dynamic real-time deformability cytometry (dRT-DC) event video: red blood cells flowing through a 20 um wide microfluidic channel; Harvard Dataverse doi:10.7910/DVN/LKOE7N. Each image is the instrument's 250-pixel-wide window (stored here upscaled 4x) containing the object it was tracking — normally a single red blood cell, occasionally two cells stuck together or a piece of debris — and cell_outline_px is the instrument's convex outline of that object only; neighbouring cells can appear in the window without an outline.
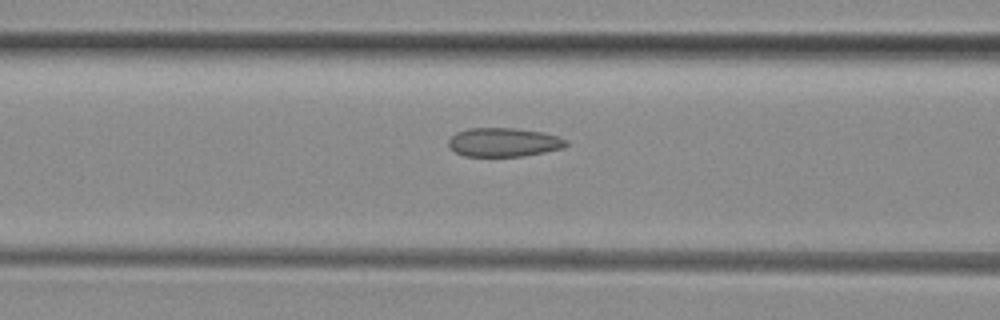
{"species": "common noctule bat (a hibernating species)", "species_latin": "Nyctalus noctula", "temperature_condition": "room temperature", "stored_images_in_passage": 6, "camera_frame_rate_fps": 3000, "um_per_image_px": 0.085, "animal": {"sex": "female", "body_mass_g": 29.2, "forearm_length_mm": 56.3}, "frame": {"image": 1, "passage_image": 6, "time_ms": 6.667, "image_size_px": [1000, 320], "cell_outline_px": [[568, 144], [564, 148], [524, 156], [464, 156], [456, 152], [448, 144], [448, 140], [456, 132], [468, 128], [516, 128], [544, 132], [568, 140]], "centroid_in_image_um": [42.84, 12.09], "position_along_channel_um": 123.8, "area_um2": 19.83}}